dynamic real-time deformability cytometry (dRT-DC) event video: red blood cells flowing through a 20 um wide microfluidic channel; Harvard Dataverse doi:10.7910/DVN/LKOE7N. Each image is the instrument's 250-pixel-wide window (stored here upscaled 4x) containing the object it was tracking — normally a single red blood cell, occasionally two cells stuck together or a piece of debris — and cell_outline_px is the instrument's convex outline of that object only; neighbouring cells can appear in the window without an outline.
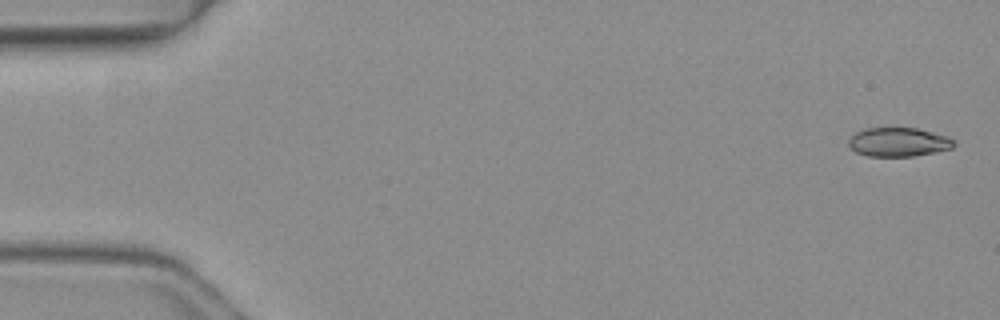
{"species": "common noctule bat (a hibernating species)", "species_latin": "Nyctalus noctula", "temperature_condition": "warm", "stored_images_in_passage": 4, "camera_frame_rate_fps": 3000, "um_per_image_px": 0.085, "animal": {"sex": "female", "body_mass_g": 19.3, "forearm_length_mm": 54.1}, "frame": {"image": 1, "passage_image": 1, "time_ms": 0.0, "image_size_px": [1000, 320], "cell_outline_px": [[956, 144], [952, 148], [912, 156], [868, 156], [856, 152], [848, 144], [848, 140], [856, 132], [868, 128], [916, 128], [948, 136], [956, 140]], "centroid_in_image_um": [76.39, 12.07], "position_along_channel_um": 8.6, "area_um2": 17.63}}